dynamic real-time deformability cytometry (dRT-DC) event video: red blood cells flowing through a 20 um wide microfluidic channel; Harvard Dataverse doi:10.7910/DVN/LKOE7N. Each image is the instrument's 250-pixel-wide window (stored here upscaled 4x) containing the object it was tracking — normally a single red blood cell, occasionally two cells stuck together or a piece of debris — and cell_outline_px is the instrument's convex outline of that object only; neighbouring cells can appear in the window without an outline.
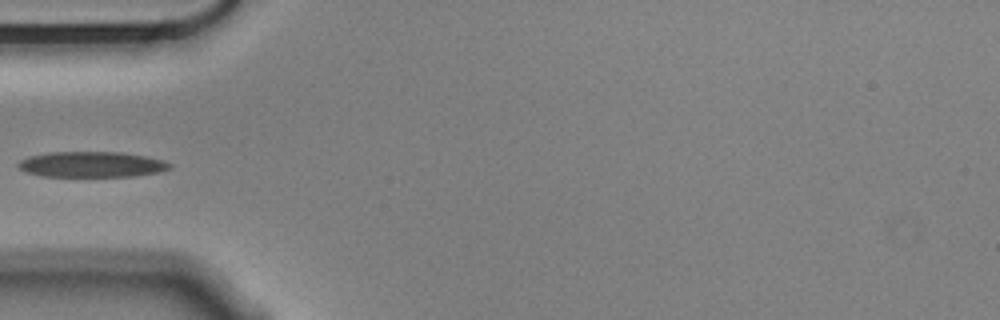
{"species": "Egyptian fruit bat (a non-hibernating species)", "species_latin": "Rousettus aegyptiacus", "temperature_condition": "cold", "stored_images_in_passage": 39, "camera_frame_rate_fps": 3000, "um_per_image_px": 0.085, "animal": {"sex": "male"}, "frame": {"image": 1, "passage_image": 1, "time_ms": 0.0, "image_size_px": [1000, 320], "cell_outline_px": [[172, 168], [156, 172], [136, 176], [40, 176], [28, 172], [20, 168], [16, 164], [20, 160], [28, 156], [48, 152], [120, 152], [144, 156], [164, 160], [172, 164]], "centroid_in_image_um": [7.78, 13.97], "position_along_channel_um": 77.2, "area_um2": 22.54}}
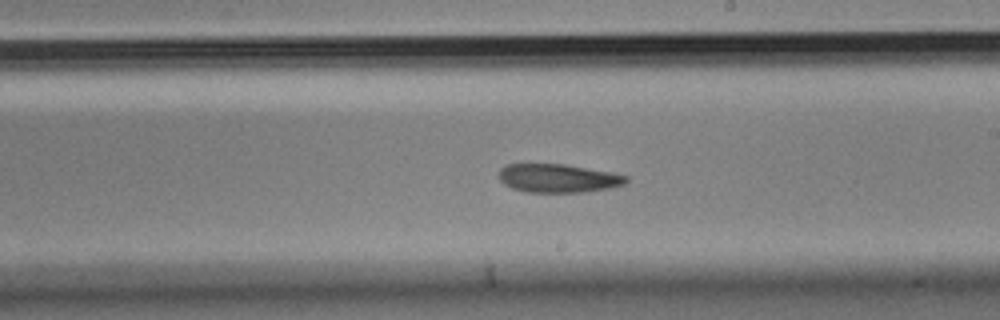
{"frame": {"image": 2, "passage_image": 15, "time_ms": 4.667, "image_size_px": [1000, 320], "cell_outline_px": [[628, 180], [624, 184], [608, 188], [584, 192], [528, 192], [512, 188], [504, 184], [500, 180], [500, 168], [508, 164], [564, 164], [612, 172], [628, 176]], "centroid_in_image_um": [47.45, 15.14], "position_along_channel_um": 241.6, "area_um2": 21.04}}
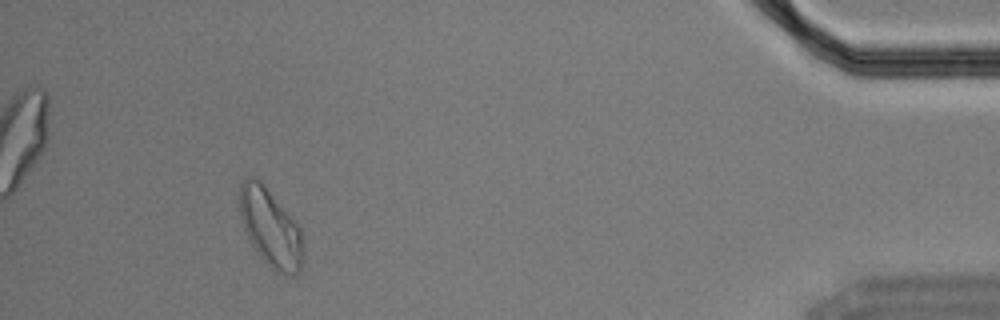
{"frame": {"image": 3, "passage_image": 35, "time_ms": 11.333, "image_size_px": [1000, 320], "cell_outline_px": [[304, 252], [300, 268], [292, 276], [288, 276], [276, 272], [256, 252], [244, 228], [240, 216], [240, 184], [248, 176], [252, 176], [260, 180], [264, 184], [300, 228]], "centroid_in_image_um": [22.99, 19.37], "position_along_channel_um": 412.2, "area_um2": 28.5}}